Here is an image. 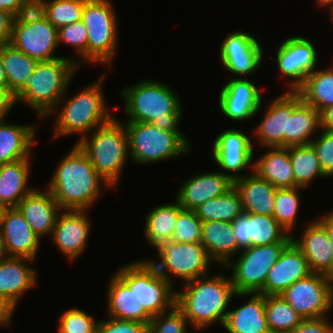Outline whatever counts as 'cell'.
I'll use <instances>...</instances> for the list:
<instances>
[{"mask_svg": "<svg viewBox=\"0 0 333 333\" xmlns=\"http://www.w3.org/2000/svg\"><path fill=\"white\" fill-rule=\"evenodd\" d=\"M288 154L292 165L295 184L306 189L310 182L317 177H327L318 160L315 149L311 144L290 146Z\"/></svg>", "mask_w": 333, "mask_h": 333, "instance_id": "f35d334b", "label": "cell"}, {"mask_svg": "<svg viewBox=\"0 0 333 333\" xmlns=\"http://www.w3.org/2000/svg\"><path fill=\"white\" fill-rule=\"evenodd\" d=\"M87 0H35V6L55 27L81 20L82 10Z\"/></svg>", "mask_w": 333, "mask_h": 333, "instance_id": "60d3db41", "label": "cell"}, {"mask_svg": "<svg viewBox=\"0 0 333 333\" xmlns=\"http://www.w3.org/2000/svg\"><path fill=\"white\" fill-rule=\"evenodd\" d=\"M17 103L16 96L8 89H0V121H5L9 111Z\"/></svg>", "mask_w": 333, "mask_h": 333, "instance_id": "f5cc1de1", "label": "cell"}, {"mask_svg": "<svg viewBox=\"0 0 333 333\" xmlns=\"http://www.w3.org/2000/svg\"><path fill=\"white\" fill-rule=\"evenodd\" d=\"M61 312L58 333H97L98 321L83 310L71 308Z\"/></svg>", "mask_w": 333, "mask_h": 333, "instance_id": "ee69618b", "label": "cell"}, {"mask_svg": "<svg viewBox=\"0 0 333 333\" xmlns=\"http://www.w3.org/2000/svg\"><path fill=\"white\" fill-rule=\"evenodd\" d=\"M110 0H87L81 20L88 33L87 63L110 65L117 47V19Z\"/></svg>", "mask_w": 333, "mask_h": 333, "instance_id": "9c48e42d", "label": "cell"}, {"mask_svg": "<svg viewBox=\"0 0 333 333\" xmlns=\"http://www.w3.org/2000/svg\"><path fill=\"white\" fill-rule=\"evenodd\" d=\"M30 158L0 165V206L17 207L19 202L34 188L28 183Z\"/></svg>", "mask_w": 333, "mask_h": 333, "instance_id": "f546056e", "label": "cell"}, {"mask_svg": "<svg viewBox=\"0 0 333 333\" xmlns=\"http://www.w3.org/2000/svg\"><path fill=\"white\" fill-rule=\"evenodd\" d=\"M265 314L271 333H289L303 318L281 296H265Z\"/></svg>", "mask_w": 333, "mask_h": 333, "instance_id": "ab89813d", "label": "cell"}, {"mask_svg": "<svg viewBox=\"0 0 333 333\" xmlns=\"http://www.w3.org/2000/svg\"><path fill=\"white\" fill-rule=\"evenodd\" d=\"M302 102L297 92L288 90L269 103L264 119L254 131L260 146L285 147L289 117Z\"/></svg>", "mask_w": 333, "mask_h": 333, "instance_id": "e0dca14e", "label": "cell"}, {"mask_svg": "<svg viewBox=\"0 0 333 333\" xmlns=\"http://www.w3.org/2000/svg\"><path fill=\"white\" fill-rule=\"evenodd\" d=\"M317 220L324 226L333 247V211L323 215L322 217L320 216V218H317Z\"/></svg>", "mask_w": 333, "mask_h": 333, "instance_id": "9f6ffc18", "label": "cell"}, {"mask_svg": "<svg viewBox=\"0 0 333 333\" xmlns=\"http://www.w3.org/2000/svg\"><path fill=\"white\" fill-rule=\"evenodd\" d=\"M105 78L106 74H102L97 82L89 84L83 91L81 90L67 100H64L67 94L65 93L56 108L48 115V117L53 116L54 113L58 112L54 124L53 139L76 133L81 134L80 139H83L87 136V132L113 118L101 90V84ZM58 107H60L59 111Z\"/></svg>", "mask_w": 333, "mask_h": 333, "instance_id": "277c9868", "label": "cell"}, {"mask_svg": "<svg viewBox=\"0 0 333 333\" xmlns=\"http://www.w3.org/2000/svg\"><path fill=\"white\" fill-rule=\"evenodd\" d=\"M10 256L8 255L7 249L5 244L3 243V240L0 236V264L7 260Z\"/></svg>", "mask_w": 333, "mask_h": 333, "instance_id": "680465c9", "label": "cell"}, {"mask_svg": "<svg viewBox=\"0 0 333 333\" xmlns=\"http://www.w3.org/2000/svg\"><path fill=\"white\" fill-rule=\"evenodd\" d=\"M9 43L38 62L59 58L53 55L58 47L57 28L36 6L14 18Z\"/></svg>", "mask_w": 333, "mask_h": 333, "instance_id": "30bf717a", "label": "cell"}, {"mask_svg": "<svg viewBox=\"0 0 333 333\" xmlns=\"http://www.w3.org/2000/svg\"><path fill=\"white\" fill-rule=\"evenodd\" d=\"M27 258L9 257L0 264V296L15 309L21 296L36 285V271Z\"/></svg>", "mask_w": 333, "mask_h": 333, "instance_id": "484cf974", "label": "cell"}, {"mask_svg": "<svg viewBox=\"0 0 333 333\" xmlns=\"http://www.w3.org/2000/svg\"><path fill=\"white\" fill-rule=\"evenodd\" d=\"M317 52L313 43L302 36L286 38L276 51V64L279 72L293 78L289 90L296 92L307 76L315 71Z\"/></svg>", "mask_w": 333, "mask_h": 333, "instance_id": "5bb4252c", "label": "cell"}, {"mask_svg": "<svg viewBox=\"0 0 333 333\" xmlns=\"http://www.w3.org/2000/svg\"><path fill=\"white\" fill-rule=\"evenodd\" d=\"M330 12V17H331V20L333 21V6L330 8L329 10Z\"/></svg>", "mask_w": 333, "mask_h": 333, "instance_id": "94428289", "label": "cell"}, {"mask_svg": "<svg viewBox=\"0 0 333 333\" xmlns=\"http://www.w3.org/2000/svg\"><path fill=\"white\" fill-rule=\"evenodd\" d=\"M87 155L97 173L116 188L129 154V138L124 124L115 116L99 126L92 137L76 143Z\"/></svg>", "mask_w": 333, "mask_h": 333, "instance_id": "8992f818", "label": "cell"}, {"mask_svg": "<svg viewBox=\"0 0 333 333\" xmlns=\"http://www.w3.org/2000/svg\"><path fill=\"white\" fill-rule=\"evenodd\" d=\"M259 40L251 34L236 31L228 35L220 48V60L232 74L247 76L260 68L263 49Z\"/></svg>", "mask_w": 333, "mask_h": 333, "instance_id": "ac0fdd59", "label": "cell"}, {"mask_svg": "<svg viewBox=\"0 0 333 333\" xmlns=\"http://www.w3.org/2000/svg\"><path fill=\"white\" fill-rule=\"evenodd\" d=\"M233 186L240 195L243 212L273 216L277 188L270 182L252 171L233 181Z\"/></svg>", "mask_w": 333, "mask_h": 333, "instance_id": "83f0119b", "label": "cell"}, {"mask_svg": "<svg viewBox=\"0 0 333 333\" xmlns=\"http://www.w3.org/2000/svg\"><path fill=\"white\" fill-rule=\"evenodd\" d=\"M16 310L11 304H9L4 298L0 296V326H8L12 316Z\"/></svg>", "mask_w": 333, "mask_h": 333, "instance_id": "db71d44e", "label": "cell"}, {"mask_svg": "<svg viewBox=\"0 0 333 333\" xmlns=\"http://www.w3.org/2000/svg\"><path fill=\"white\" fill-rule=\"evenodd\" d=\"M37 127L0 121V165L29 158Z\"/></svg>", "mask_w": 333, "mask_h": 333, "instance_id": "d6a6232c", "label": "cell"}, {"mask_svg": "<svg viewBox=\"0 0 333 333\" xmlns=\"http://www.w3.org/2000/svg\"><path fill=\"white\" fill-rule=\"evenodd\" d=\"M188 323L184 313L175 305L171 310L154 316L147 325V333H187Z\"/></svg>", "mask_w": 333, "mask_h": 333, "instance_id": "f6af8a7d", "label": "cell"}, {"mask_svg": "<svg viewBox=\"0 0 333 333\" xmlns=\"http://www.w3.org/2000/svg\"><path fill=\"white\" fill-rule=\"evenodd\" d=\"M296 92L304 103L313 106L319 112L333 105V67L315 70L309 74Z\"/></svg>", "mask_w": 333, "mask_h": 333, "instance_id": "8d00e7d4", "label": "cell"}, {"mask_svg": "<svg viewBox=\"0 0 333 333\" xmlns=\"http://www.w3.org/2000/svg\"><path fill=\"white\" fill-rule=\"evenodd\" d=\"M195 212L202 222L232 223L243 212L240 195L233 186L225 194L203 203Z\"/></svg>", "mask_w": 333, "mask_h": 333, "instance_id": "74e56055", "label": "cell"}, {"mask_svg": "<svg viewBox=\"0 0 333 333\" xmlns=\"http://www.w3.org/2000/svg\"><path fill=\"white\" fill-rule=\"evenodd\" d=\"M289 243L251 246L240 250L242 253L237 261H230L226 265L229 268L233 266L231 281L236 293H260L270 269Z\"/></svg>", "mask_w": 333, "mask_h": 333, "instance_id": "7c38bea8", "label": "cell"}, {"mask_svg": "<svg viewBox=\"0 0 333 333\" xmlns=\"http://www.w3.org/2000/svg\"><path fill=\"white\" fill-rule=\"evenodd\" d=\"M289 333H333V325L329 323L326 316L313 319H303Z\"/></svg>", "mask_w": 333, "mask_h": 333, "instance_id": "681fc988", "label": "cell"}, {"mask_svg": "<svg viewBox=\"0 0 333 333\" xmlns=\"http://www.w3.org/2000/svg\"><path fill=\"white\" fill-rule=\"evenodd\" d=\"M127 121L151 123L162 130L181 132L182 103L171 87L156 80H143L121 91Z\"/></svg>", "mask_w": 333, "mask_h": 333, "instance_id": "3957f363", "label": "cell"}, {"mask_svg": "<svg viewBox=\"0 0 333 333\" xmlns=\"http://www.w3.org/2000/svg\"><path fill=\"white\" fill-rule=\"evenodd\" d=\"M251 296L243 306L228 311L223 327L229 333H271L265 314V296L260 293H237Z\"/></svg>", "mask_w": 333, "mask_h": 333, "instance_id": "4316f807", "label": "cell"}, {"mask_svg": "<svg viewBox=\"0 0 333 333\" xmlns=\"http://www.w3.org/2000/svg\"><path fill=\"white\" fill-rule=\"evenodd\" d=\"M229 173L197 174L182 183L175 198L183 209L196 210L206 201L225 194L233 187Z\"/></svg>", "mask_w": 333, "mask_h": 333, "instance_id": "cb8c5ba5", "label": "cell"}, {"mask_svg": "<svg viewBox=\"0 0 333 333\" xmlns=\"http://www.w3.org/2000/svg\"><path fill=\"white\" fill-rule=\"evenodd\" d=\"M299 189L294 188H277L275 196V206L273 218L287 231L295 227L296 218L300 207Z\"/></svg>", "mask_w": 333, "mask_h": 333, "instance_id": "b9f144b4", "label": "cell"}, {"mask_svg": "<svg viewBox=\"0 0 333 333\" xmlns=\"http://www.w3.org/2000/svg\"><path fill=\"white\" fill-rule=\"evenodd\" d=\"M0 236L10 257L36 259L41 239L33 232L17 207L2 208Z\"/></svg>", "mask_w": 333, "mask_h": 333, "instance_id": "d6986e66", "label": "cell"}, {"mask_svg": "<svg viewBox=\"0 0 333 333\" xmlns=\"http://www.w3.org/2000/svg\"><path fill=\"white\" fill-rule=\"evenodd\" d=\"M80 63L67 57L37 63L25 86L15 95L17 102H25L40 118H46L67 92Z\"/></svg>", "mask_w": 333, "mask_h": 333, "instance_id": "5b68a950", "label": "cell"}, {"mask_svg": "<svg viewBox=\"0 0 333 333\" xmlns=\"http://www.w3.org/2000/svg\"><path fill=\"white\" fill-rule=\"evenodd\" d=\"M259 88L246 78H232L222 87L219 107L222 114L233 121H244L254 117L262 103Z\"/></svg>", "mask_w": 333, "mask_h": 333, "instance_id": "ffe728a7", "label": "cell"}, {"mask_svg": "<svg viewBox=\"0 0 333 333\" xmlns=\"http://www.w3.org/2000/svg\"><path fill=\"white\" fill-rule=\"evenodd\" d=\"M319 137L311 141L316 151L323 173L327 177L333 176V131L320 129Z\"/></svg>", "mask_w": 333, "mask_h": 333, "instance_id": "7dc6e473", "label": "cell"}, {"mask_svg": "<svg viewBox=\"0 0 333 333\" xmlns=\"http://www.w3.org/2000/svg\"><path fill=\"white\" fill-rule=\"evenodd\" d=\"M202 221L195 210L181 209L177 216L172 241L176 243H201Z\"/></svg>", "mask_w": 333, "mask_h": 333, "instance_id": "7bdbcfd3", "label": "cell"}, {"mask_svg": "<svg viewBox=\"0 0 333 333\" xmlns=\"http://www.w3.org/2000/svg\"><path fill=\"white\" fill-rule=\"evenodd\" d=\"M14 18L8 11L0 9V44L10 42Z\"/></svg>", "mask_w": 333, "mask_h": 333, "instance_id": "816d5d0a", "label": "cell"}, {"mask_svg": "<svg viewBox=\"0 0 333 333\" xmlns=\"http://www.w3.org/2000/svg\"><path fill=\"white\" fill-rule=\"evenodd\" d=\"M0 60L8 81V90L16 95L25 86L27 78L33 74L38 61L10 43L0 44Z\"/></svg>", "mask_w": 333, "mask_h": 333, "instance_id": "836d02e7", "label": "cell"}, {"mask_svg": "<svg viewBox=\"0 0 333 333\" xmlns=\"http://www.w3.org/2000/svg\"><path fill=\"white\" fill-rule=\"evenodd\" d=\"M86 210H64L59 213L52 232L57 248L70 260L85 250L90 232V219Z\"/></svg>", "mask_w": 333, "mask_h": 333, "instance_id": "7402d4cb", "label": "cell"}, {"mask_svg": "<svg viewBox=\"0 0 333 333\" xmlns=\"http://www.w3.org/2000/svg\"><path fill=\"white\" fill-rule=\"evenodd\" d=\"M234 296L237 293L231 278L205 275L186 282L182 292H176V306L191 326L200 330L215 321L224 325L229 311L226 309Z\"/></svg>", "mask_w": 333, "mask_h": 333, "instance_id": "7a4b0ae2", "label": "cell"}, {"mask_svg": "<svg viewBox=\"0 0 333 333\" xmlns=\"http://www.w3.org/2000/svg\"><path fill=\"white\" fill-rule=\"evenodd\" d=\"M182 207L178 201L158 205L152 209L145 221V237L153 248L163 241L172 240L173 232L177 222V216Z\"/></svg>", "mask_w": 333, "mask_h": 333, "instance_id": "e575fe53", "label": "cell"}, {"mask_svg": "<svg viewBox=\"0 0 333 333\" xmlns=\"http://www.w3.org/2000/svg\"><path fill=\"white\" fill-rule=\"evenodd\" d=\"M17 208L40 239L52 235L56 218L62 210L48 189L40 191L36 188L19 202Z\"/></svg>", "mask_w": 333, "mask_h": 333, "instance_id": "d4e9b609", "label": "cell"}, {"mask_svg": "<svg viewBox=\"0 0 333 333\" xmlns=\"http://www.w3.org/2000/svg\"><path fill=\"white\" fill-rule=\"evenodd\" d=\"M260 159L254 161L253 172L276 188H294L295 177L288 154V147H267Z\"/></svg>", "mask_w": 333, "mask_h": 333, "instance_id": "1f68e13d", "label": "cell"}, {"mask_svg": "<svg viewBox=\"0 0 333 333\" xmlns=\"http://www.w3.org/2000/svg\"><path fill=\"white\" fill-rule=\"evenodd\" d=\"M0 89H8V81L1 60H0Z\"/></svg>", "mask_w": 333, "mask_h": 333, "instance_id": "6f0895ef", "label": "cell"}, {"mask_svg": "<svg viewBox=\"0 0 333 333\" xmlns=\"http://www.w3.org/2000/svg\"><path fill=\"white\" fill-rule=\"evenodd\" d=\"M281 296L303 319L324 317L333 308V278L312 272L293 283Z\"/></svg>", "mask_w": 333, "mask_h": 333, "instance_id": "4fadbf2b", "label": "cell"}, {"mask_svg": "<svg viewBox=\"0 0 333 333\" xmlns=\"http://www.w3.org/2000/svg\"><path fill=\"white\" fill-rule=\"evenodd\" d=\"M212 151L215 162L230 172L228 176L232 181L244 177L246 174L236 173L248 167L253 171V143L242 131L233 128L223 131L214 140Z\"/></svg>", "mask_w": 333, "mask_h": 333, "instance_id": "9a60e30c", "label": "cell"}, {"mask_svg": "<svg viewBox=\"0 0 333 333\" xmlns=\"http://www.w3.org/2000/svg\"><path fill=\"white\" fill-rule=\"evenodd\" d=\"M232 226L240 249L292 241V234L287 233L273 216L242 212Z\"/></svg>", "mask_w": 333, "mask_h": 333, "instance_id": "2e32d148", "label": "cell"}, {"mask_svg": "<svg viewBox=\"0 0 333 333\" xmlns=\"http://www.w3.org/2000/svg\"><path fill=\"white\" fill-rule=\"evenodd\" d=\"M147 325L138 321L109 318L98 321L97 333H147Z\"/></svg>", "mask_w": 333, "mask_h": 333, "instance_id": "c3c4849f", "label": "cell"}, {"mask_svg": "<svg viewBox=\"0 0 333 333\" xmlns=\"http://www.w3.org/2000/svg\"><path fill=\"white\" fill-rule=\"evenodd\" d=\"M201 243L212 261L223 266L241 250L237 246L232 223L225 221L202 222Z\"/></svg>", "mask_w": 333, "mask_h": 333, "instance_id": "4dcf8cb0", "label": "cell"}, {"mask_svg": "<svg viewBox=\"0 0 333 333\" xmlns=\"http://www.w3.org/2000/svg\"><path fill=\"white\" fill-rule=\"evenodd\" d=\"M155 248L161 261H148L170 283H173V275L186 283L208 274L212 259L202 243H176L169 240L161 242Z\"/></svg>", "mask_w": 333, "mask_h": 333, "instance_id": "8fae6325", "label": "cell"}, {"mask_svg": "<svg viewBox=\"0 0 333 333\" xmlns=\"http://www.w3.org/2000/svg\"><path fill=\"white\" fill-rule=\"evenodd\" d=\"M129 138V158L147 164L179 157L190 151L182 132H169L146 122H124Z\"/></svg>", "mask_w": 333, "mask_h": 333, "instance_id": "52a82bcc", "label": "cell"}, {"mask_svg": "<svg viewBox=\"0 0 333 333\" xmlns=\"http://www.w3.org/2000/svg\"><path fill=\"white\" fill-rule=\"evenodd\" d=\"M311 273L305 256L291 241L270 269L260 294L264 296L281 295L293 283Z\"/></svg>", "mask_w": 333, "mask_h": 333, "instance_id": "44dd1931", "label": "cell"}, {"mask_svg": "<svg viewBox=\"0 0 333 333\" xmlns=\"http://www.w3.org/2000/svg\"><path fill=\"white\" fill-rule=\"evenodd\" d=\"M320 129L333 131V105L319 112Z\"/></svg>", "mask_w": 333, "mask_h": 333, "instance_id": "11a10c76", "label": "cell"}, {"mask_svg": "<svg viewBox=\"0 0 333 333\" xmlns=\"http://www.w3.org/2000/svg\"><path fill=\"white\" fill-rule=\"evenodd\" d=\"M318 130H320L319 111L302 102L289 117L285 147L310 144L313 134Z\"/></svg>", "mask_w": 333, "mask_h": 333, "instance_id": "d590c367", "label": "cell"}, {"mask_svg": "<svg viewBox=\"0 0 333 333\" xmlns=\"http://www.w3.org/2000/svg\"><path fill=\"white\" fill-rule=\"evenodd\" d=\"M102 185L111 188L75 144L58 163L47 189L62 210H87L100 195Z\"/></svg>", "mask_w": 333, "mask_h": 333, "instance_id": "6da1fadb", "label": "cell"}, {"mask_svg": "<svg viewBox=\"0 0 333 333\" xmlns=\"http://www.w3.org/2000/svg\"><path fill=\"white\" fill-rule=\"evenodd\" d=\"M317 4L319 6H326L328 7L327 9L329 10L333 6V0H316Z\"/></svg>", "mask_w": 333, "mask_h": 333, "instance_id": "91938a15", "label": "cell"}, {"mask_svg": "<svg viewBox=\"0 0 333 333\" xmlns=\"http://www.w3.org/2000/svg\"><path fill=\"white\" fill-rule=\"evenodd\" d=\"M107 312L111 318L148 324L153 318L138 302L134 289H130L116 274L107 290Z\"/></svg>", "mask_w": 333, "mask_h": 333, "instance_id": "f1b7e54d", "label": "cell"}, {"mask_svg": "<svg viewBox=\"0 0 333 333\" xmlns=\"http://www.w3.org/2000/svg\"><path fill=\"white\" fill-rule=\"evenodd\" d=\"M57 37L58 45L61 42L75 47L76 53L87 62L88 33L82 20L58 28Z\"/></svg>", "mask_w": 333, "mask_h": 333, "instance_id": "bcb514c9", "label": "cell"}, {"mask_svg": "<svg viewBox=\"0 0 333 333\" xmlns=\"http://www.w3.org/2000/svg\"><path fill=\"white\" fill-rule=\"evenodd\" d=\"M34 6L35 0H0V9L8 11L15 18Z\"/></svg>", "mask_w": 333, "mask_h": 333, "instance_id": "f907efd6", "label": "cell"}, {"mask_svg": "<svg viewBox=\"0 0 333 333\" xmlns=\"http://www.w3.org/2000/svg\"><path fill=\"white\" fill-rule=\"evenodd\" d=\"M315 220L308 221L300 239L292 235V241L305 256L311 272L333 278V247L324 226Z\"/></svg>", "mask_w": 333, "mask_h": 333, "instance_id": "603a6c76", "label": "cell"}, {"mask_svg": "<svg viewBox=\"0 0 333 333\" xmlns=\"http://www.w3.org/2000/svg\"><path fill=\"white\" fill-rule=\"evenodd\" d=\"M130 289L138 302L152 316L171 310L176 305V291L147 260L128 263L115 273Z\"/></svg>", "mask_w": 333, "mask_h": 333, "instance_id": "ba28073f", "label": "cell"}]
</instances>
